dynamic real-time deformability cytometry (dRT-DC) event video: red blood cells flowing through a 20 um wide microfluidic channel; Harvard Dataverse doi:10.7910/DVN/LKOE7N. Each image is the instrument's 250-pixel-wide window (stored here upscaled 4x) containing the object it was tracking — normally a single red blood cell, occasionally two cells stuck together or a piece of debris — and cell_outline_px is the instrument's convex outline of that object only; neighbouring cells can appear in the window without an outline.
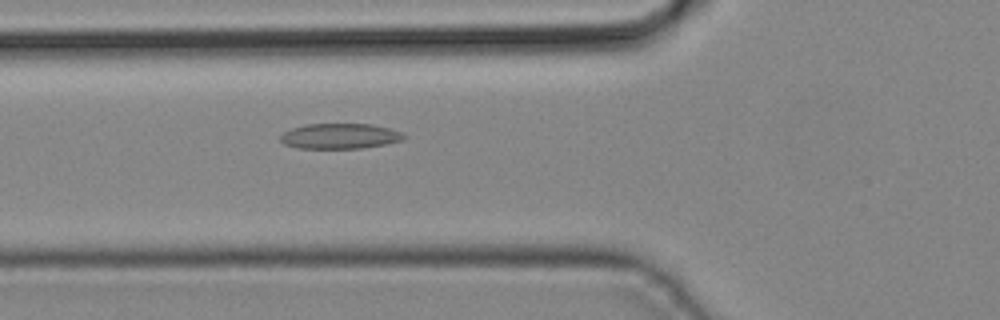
{"species": "common noctule bat (a hibernating species)", "species_latin": "Nyctalus noctula", "temperature_condition": "cold", "stored_images_in_passage": 8, "camera_frame_rate_fps": 3000, "um_per_image_px": 0.085, "animal": {"sex": "male", "body_mass_g": 19.2, "forearm_length_mm": 51.8}, "frame": {"image": 1, "passage_image": 3, "time_ms": 0.667, "image_size_px": [1000, 320], "cell_outline_px": [[408, 136], [404, 140], [384, 144], [360, 148], [296, 148], [284, 144], [280, 140], [280, 136], [284, 132], [292, 128], [308, 124], [372, 124], [388, 128], [400, 132]], "centroid_in_image_um": [28.89, 11.57], "position_along_channel_um": 96.9, "area_um2": 18.15}}
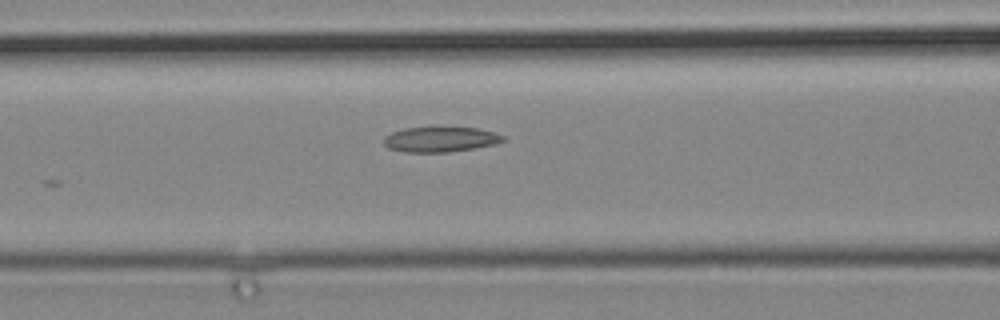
{"frame": {"image": 2, "passage_image": 5, "time_ms": 1.333, "image_size_px": [1000, 320], "cell_outline_px": [[508, 140], [496, 144], [476, 148], [448, 152], [404, 152], [388, 148], [384, 144], [384, 136], [392, 132], [404, 128], [428, 124], [436, 124], [476, 128], [492, 132], [504, 136]], "centroid_in_image_um": [37.43, 11.79], "position_along_channel_um": 129.2, "area_um2": 18.55}}
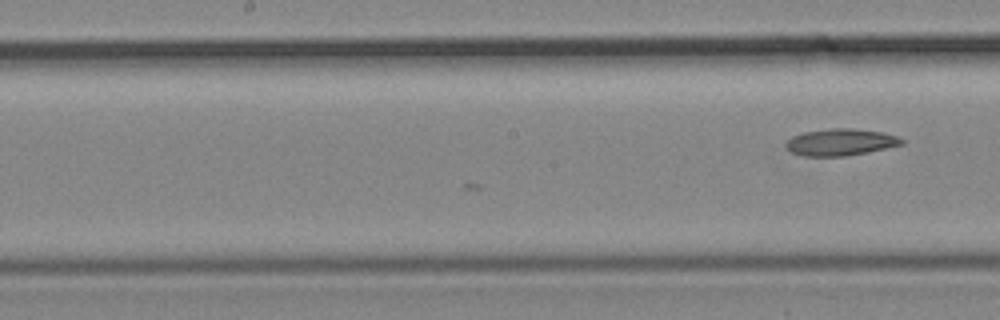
{"frame": {"image": 3, "passage_image": 8, "time_ms": 2.333, "image_size_px": [1000, 320], "cell_outline_px": [[904, 144], [868, 152], [844, 156], [800, 156], [792, 152], [784, 144], [792, 136], [804, 132], [828, 128], [852, 128], [880, 132], [896, 136], [904, 140]], "centroid_in_image_um": [71.42, 12.08], "position_along_channel_um": 176.8, "area_um2": 18.03}}